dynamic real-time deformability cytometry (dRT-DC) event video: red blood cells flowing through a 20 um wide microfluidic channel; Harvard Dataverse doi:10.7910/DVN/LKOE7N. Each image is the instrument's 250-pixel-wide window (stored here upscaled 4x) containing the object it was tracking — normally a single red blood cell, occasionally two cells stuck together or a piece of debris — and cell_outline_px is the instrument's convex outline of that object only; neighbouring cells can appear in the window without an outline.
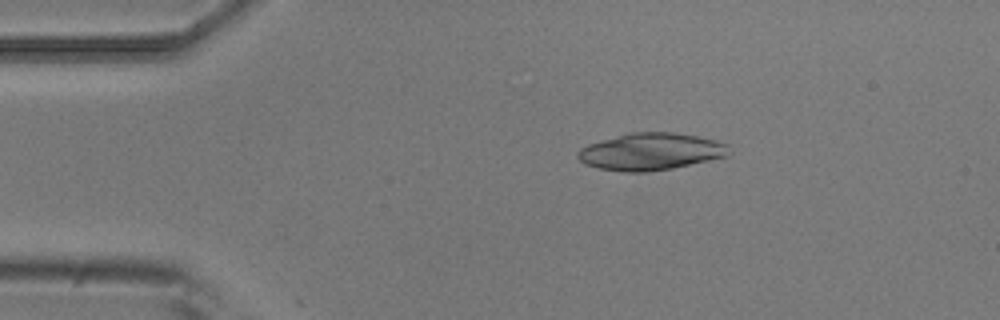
{"species": "common noctule bat (a hibernating species)", "species_latin": "Nyctalus noctula", "temperature_condition": "room temperature", "stored_images_in_passage": 4, "camera_frame_rate_fps": 3000, "um_per_image_px": 0.085, "animal": {"sex": "male", "body_mass_g": 20.5, "forearm_length_mm": 52.5}, "frame": {"image": 1, "passage_image": 3, "time_ms": 0.667, "image_size_px": [1000, 320], "cell_outline_px": [[728, 156], [672, 168], [648, 172], [624, 172], [600, 168], [584, 164], [576, 156], [576, 152], [580, 148], [588, 144], [628, 132], [672, 132], [696, 136], [716, 140], [728, 144]], "centroid_in_image_um": [55.28, 12.88], "position_along_channel_um": 29.7, "area_um2": 32.66}}